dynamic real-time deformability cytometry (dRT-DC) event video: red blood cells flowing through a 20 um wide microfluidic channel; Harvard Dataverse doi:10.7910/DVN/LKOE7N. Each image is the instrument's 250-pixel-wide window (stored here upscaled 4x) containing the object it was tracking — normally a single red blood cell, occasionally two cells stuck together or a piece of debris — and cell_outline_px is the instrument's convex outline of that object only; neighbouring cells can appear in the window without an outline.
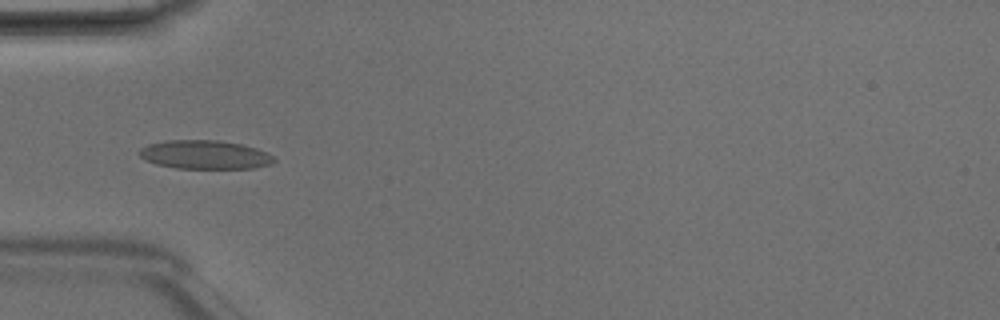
{"species": "Egyptian fruit bat (a non-hibernating species)", "species_latin": "Rousettus aegyptiacus", "temperature_condition": "room temperature", "stored_images_in_passage": 3, "camera_frame_rate_fps": 3000, "um_per_image_px": 0.085, "animal": {"sex": "male"}, "frame": {"image": 1, "passage_image": 3, "time_ms": 0.667, "image_size_px": [1000, 320], "cell_outline_px": [[276, 160], [272, 164], [252, 168], [176, 168], [156, 164], [144, 160], [136, 152], [140, 148], [148, 144], [168, 140], [220, 140], [240, 144], [256, 148], [276, 156]], "centroid_in_image_um": [17.4, 13.14], "position_along_channel_um": 67.6, "area_um2": 22.72}}